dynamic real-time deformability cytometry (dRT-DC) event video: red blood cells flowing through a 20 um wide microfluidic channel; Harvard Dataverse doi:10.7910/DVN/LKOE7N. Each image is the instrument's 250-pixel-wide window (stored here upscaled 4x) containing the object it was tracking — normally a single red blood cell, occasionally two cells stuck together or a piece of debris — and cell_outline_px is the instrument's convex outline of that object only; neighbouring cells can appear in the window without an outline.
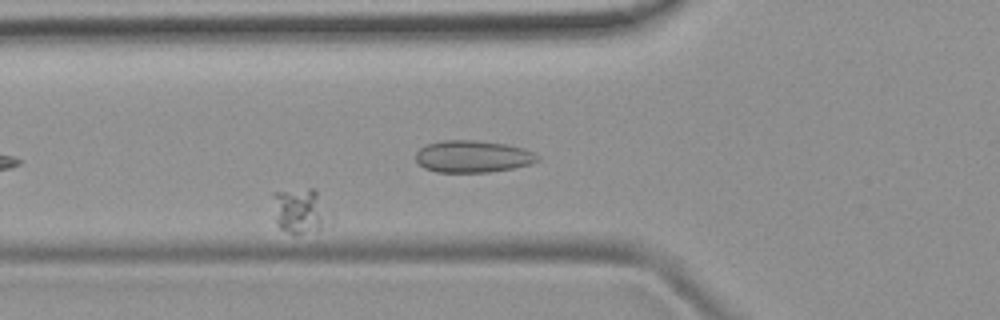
{"species": "common noctule bat (a hibernating species)", "species_latin": "Nyctalus noctula", "temperature_condition": "room temperature", "stored_images_in_passage": 40, "camera_frame_rate_fps": 3000, "um_per_image_px": 0.085, "animal": {"sex": "female", "body_mass_g": 19.9}, "frame": {"image": 1, "passage_image": 9, "time_ms": 2.667, "image_size_px": [1000, 320], "cell_outline_px": [[332, 224], [316, 232], [292, 232], [280, 228], [276, 224], [272, 196], [272, 192], [308, 188], [312, 188], [316, 192], [332, 212]], "centroid_in_image_um": [25.58, 17.92], "position_along_channel_um": 100.2, "area_um2": 15.43}}
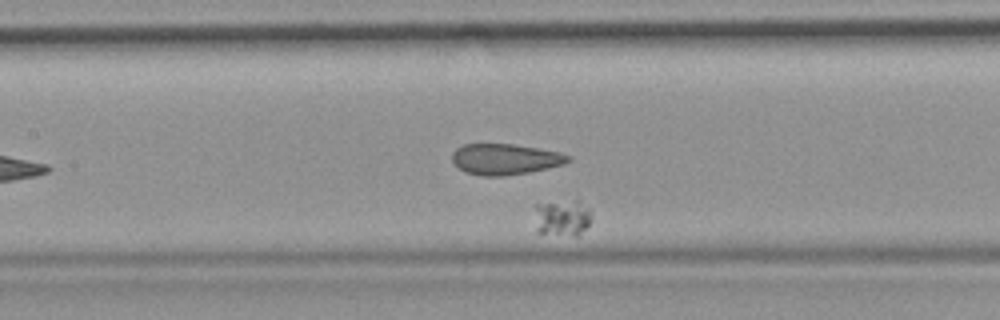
{"frame": {"image": 2, "passage_image": 15, "time_ms": 4.667, "image_size_px": [1000, 320], "cell_outline_px": [[592, 216], [588, 224], [576, 236], [536, 232], [536, 204], [576, 200], [580, 200], [592, 212]], "centroid_in_image_um": [47.81, 18.5], "position_along_channel_um": 159.6, "area_um2": 11.91}}
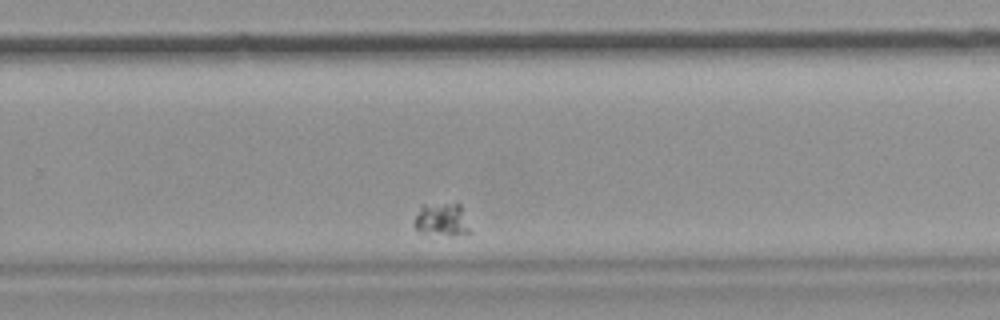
{"frame": {"image": 3, "passage_image": 28, "time_ms": 9.0, "image_size_px": [1000, 320], "cell_outline_px": [[472, 232], [452, 236], [420, 232], [412, 224], [420, 204], [460, 204]], "centroid_in_image_um": [37.53, 18.68], "position_along_channel_um": 292.3, "area_um2": 10.87}}